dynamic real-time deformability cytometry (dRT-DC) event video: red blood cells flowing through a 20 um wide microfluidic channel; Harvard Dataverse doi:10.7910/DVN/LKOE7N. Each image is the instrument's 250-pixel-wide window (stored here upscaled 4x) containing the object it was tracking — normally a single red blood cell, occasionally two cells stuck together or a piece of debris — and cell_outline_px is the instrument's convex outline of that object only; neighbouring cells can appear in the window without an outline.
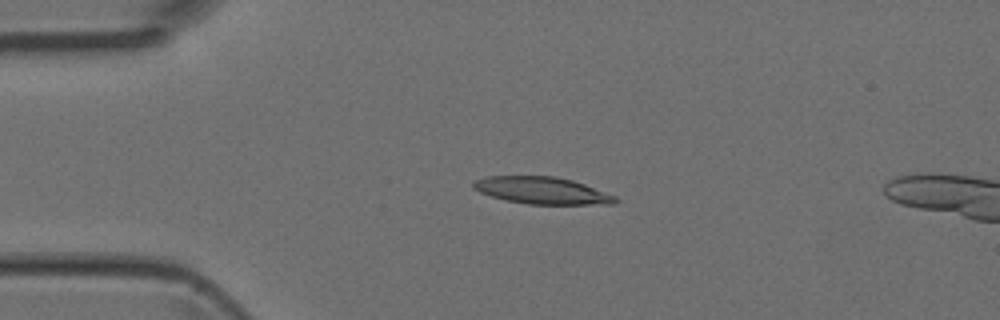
{"species": "Egyptian fruit bat (a non-hibernating species)", "species_latin": "Rousettus aegyptiacus", "temperature_condition": "room temperature", "stored_images_in_passage": 15, "camera_frame_rate_fps": 3000, "um_per_image_px": 0.085, "animal": {"sex": "female"}, "frame": {"image": 1, "passage_image": 11, "time_ms": 3.333, "image_size_px": [1000, 320], "cell_outline_px": [[620, 200], [616, 204], [528, 204], [508, 200], [492, 196], [480, 192], [472, 188], [472, 184], [476, 180], [488, 176], [556, 176], [572, 180], [584, 184], [616, 196]], "centroid_in_image_um": [46.11, 16.19], "position_along_channel_um": 38.9, "area_um2": 22.25}}